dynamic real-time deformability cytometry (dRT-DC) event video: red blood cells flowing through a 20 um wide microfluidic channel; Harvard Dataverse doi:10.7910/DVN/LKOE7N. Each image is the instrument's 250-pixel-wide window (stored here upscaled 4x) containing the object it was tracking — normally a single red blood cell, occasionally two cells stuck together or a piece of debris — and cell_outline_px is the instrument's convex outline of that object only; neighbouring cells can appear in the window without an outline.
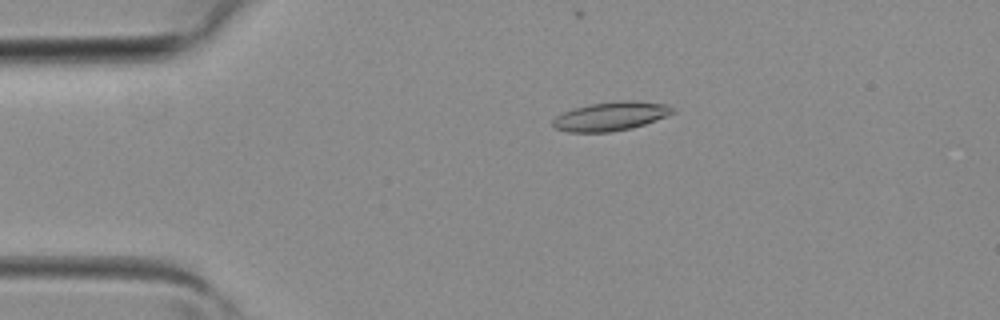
{"species": "common noctule bat (a hibernating species)", "species_latin": "Nyctalus noctula", "temperature_condition": "room temperature", "stored_images_in_passage": 3, "camera_frame_rate_fps": 3000, "um_per_image_px": 0.085, "animal": {"sex": "female", "body_mass_g": 19.3, "forearm_length_mm": 54.1}, "frame": {"image": 1, "passage_image": 2, "time_ms": 0.333, "image_size_px": [1000, 320], "cell_outline_px": [[676, 112], [668, 116], [632, 128], [608, 132], [568, 132], [556, 128], [552, 124], [552, 120], [556, 116], [572, 108], [588, 104], [624, 100], [632, 100], [668, 104]], "centroid_in_image_um": [51.93, 9.87], "position_along_channel_um": 33.1, "area_um2": 20.23}}